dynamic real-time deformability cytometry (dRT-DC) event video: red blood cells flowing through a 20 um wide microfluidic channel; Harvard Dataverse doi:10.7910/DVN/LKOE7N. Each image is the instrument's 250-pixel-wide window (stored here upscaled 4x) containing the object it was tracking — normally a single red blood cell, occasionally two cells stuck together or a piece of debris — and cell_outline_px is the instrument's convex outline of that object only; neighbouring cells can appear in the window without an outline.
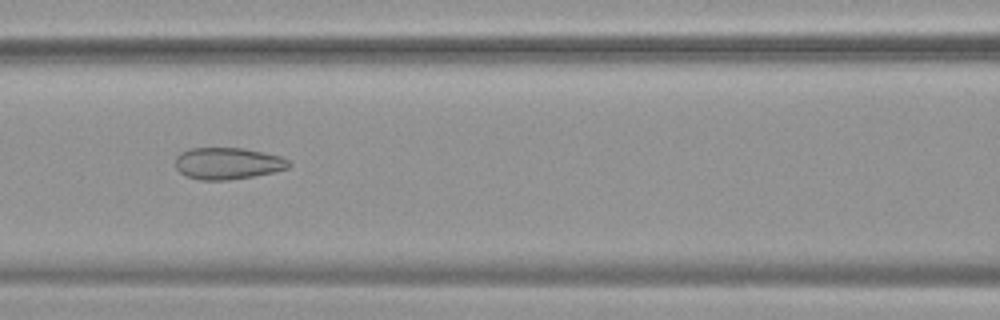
{"species": "common noctule bat (a hibernating species)", "species_latin": "Nyctalus noctula", "temperature_condition": "warm", "stored_images_in_passage": 53, "camera_frame_rate_fps": 3000, "um_per_image_px": 0.085, "animal": {"sex": "female", "body_mass_g": 19.9}, "frame": {"image": 1, "passage_image": 24, "time_ms": 7.667, "image_size_px": [1000, 320], "cell_outline_px": [[292, 164], [288, 168], [272, 172], [252, 176], [228, 180], [200, 180], [184, 176], [176, 168], [176, 156], [180, 152], [188, 148], [244, 148], [280, 156], [288, 160]], "centroid_in_image_um": [19.32, 13.89], "position_along_channel_um": 147.3, "area_um2": 21.04}}
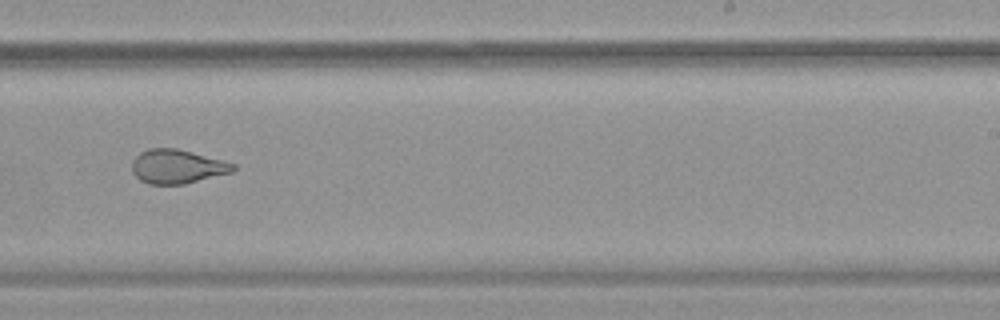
{"frame": {"image": 2, "passage_image": 34, "time_ms": 11.0, "image_size_px": [1000, 320], "cell_outline_px": [[236, 168], [232, 172], [184, 184], [148, 184], [140, 180], [132, 172], [132, 160], [140, 152], [148, 148], [176, 148], [192, 152], [236, 164]], "centroid_in_image_um": [15.04, 14.15], "position_along_channel_um": 274.0, "area_um2": 20.0}}
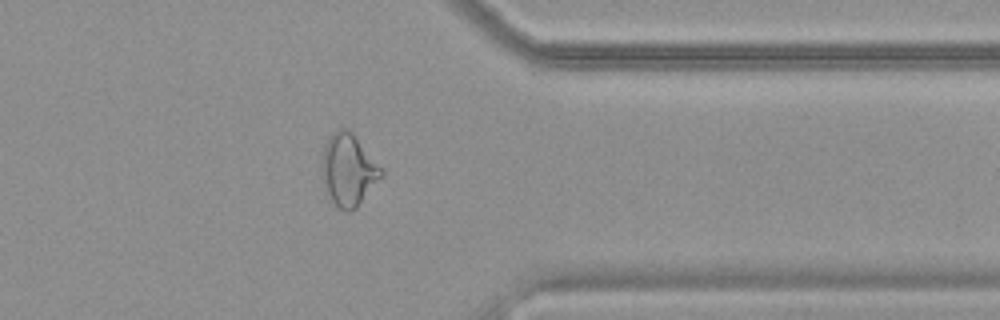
{"frame": {"image": 3, "passage_image": 43, "time_ms": 14.0, "image_size_px": [1000, 320], "cell_outline_px": [[384, 176], [356, 208], [352, 212], [344, 212], [324, 192], [324, 144], [332, 132], [340, 128], [344, 128], [352, 132], [384, 172]], "centroid_in_image_um": [29.64, 14.48], "position_along_channel_um": 381.8, "area_um2": 24.51}, "authors_computed_cell_mechanics": {"area_um2": 26.2412, "velocity_mm_per_s": 3.813, "shape_relaxation_time_tau1_ms": null, "shape_relaxation_time_tau2_ms": 1.0133, "deformation_change_tau1": null, "deformation_change_tau2": 0.0822}}